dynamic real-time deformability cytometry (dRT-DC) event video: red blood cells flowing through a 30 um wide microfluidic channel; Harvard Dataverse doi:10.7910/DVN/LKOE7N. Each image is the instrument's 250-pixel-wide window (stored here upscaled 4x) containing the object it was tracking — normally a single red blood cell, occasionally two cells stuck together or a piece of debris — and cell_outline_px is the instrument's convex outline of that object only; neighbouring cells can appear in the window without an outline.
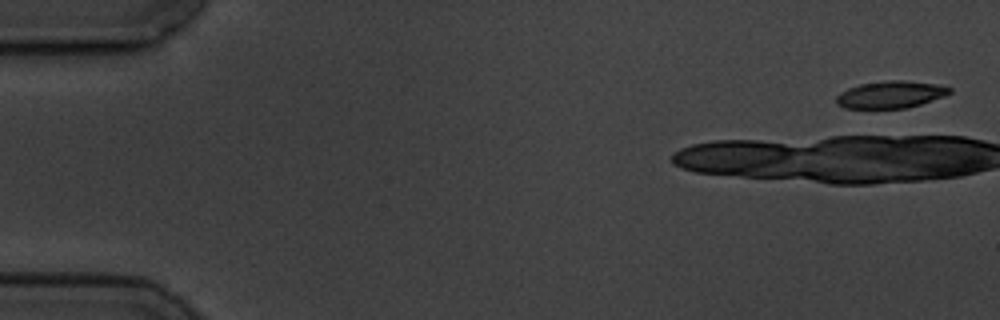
{"species": "common noctule bat (a hibernating species)", "species_latin": "Nyctalus noctula", "temperature_condition": "cold", "stored_images_in_passage": 5, "camera_frame_rate_fps": 3000, "um_per_image_px": 0.085, "animal": {"sex": "male", "body_mass_g": 19.5, "forearm_length_mm": 54.6}, "frame": {"image": 1, "passage_image": 1, "time_ms": 0.0, "image_size_px": [1000, 320], "cell_outline_px": [[952, 92], [944, 96], [908, 108], [844, 108], [836, 104], [836, 96], [840, 92], [848, 88], [860, 84], [888, 80], [904, 80], [936, 84], [952, 88]], "centroid_in_image_um": [75.69, 8.03], "position_along_channel_um": 9.3, "area_um2": 17.92}}